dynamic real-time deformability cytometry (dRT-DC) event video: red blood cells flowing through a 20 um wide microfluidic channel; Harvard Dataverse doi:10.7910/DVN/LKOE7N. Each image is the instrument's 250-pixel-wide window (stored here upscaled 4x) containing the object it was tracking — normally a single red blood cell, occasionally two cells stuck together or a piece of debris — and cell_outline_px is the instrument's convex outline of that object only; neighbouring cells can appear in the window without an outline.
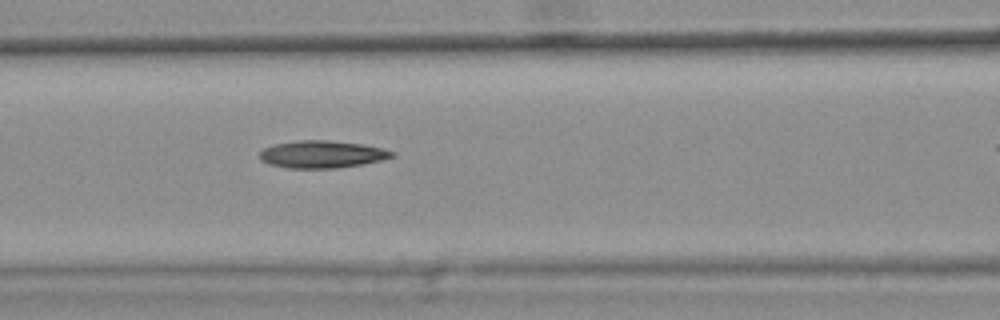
{"species": "common noctule bat (a hibernating species)", "species_latin": "Nyctalus noctula", "temperature_condition": "warm", "stored_images_in_passage": 46, "camera_frame_rate_fps": 3000, "um_per_image_px": 0.085, "animal": {"sex": "female", "body_mass_g": 25.1}, "frame": {"image": 1, "passage_image": 20, "time_ms": 6.333, "image_size_px": [1000, 320], "cell_outline_px": [[396, 156], [380, 160], [360, 164], [336, 168], [288, 168], [268, 164], [260, 160], [260, 152], [264, 148], [276, 144], [296, 140], [328, 140], [360, 144], [380, 148], [396, 152]], "centroid_in_image_um": [27.34, 13.11], "position_along_channel_um": 139.3, "area_um2": 20.92}}